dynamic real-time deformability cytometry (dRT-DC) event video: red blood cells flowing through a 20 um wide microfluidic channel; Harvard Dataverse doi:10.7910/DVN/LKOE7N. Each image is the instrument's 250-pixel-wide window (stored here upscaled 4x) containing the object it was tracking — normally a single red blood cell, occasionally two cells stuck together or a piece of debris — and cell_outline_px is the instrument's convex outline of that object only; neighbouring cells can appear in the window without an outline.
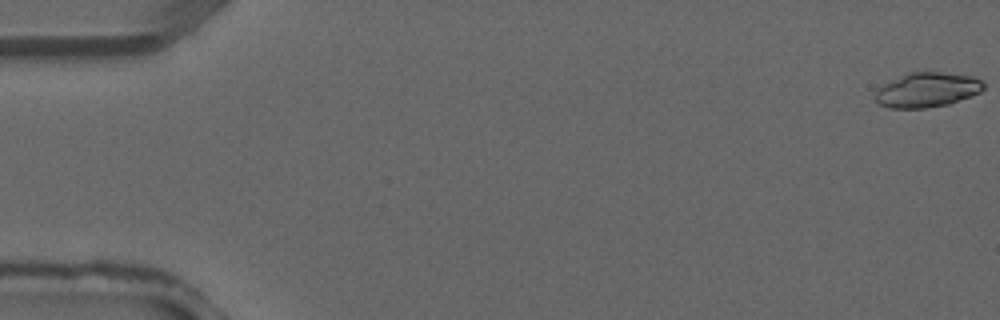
{"species": "common noctule bat (a hibernating species)", "species_latin": "Nyctalus noctula", "temperature_condition": "warm", "stored_images_in_passage": 9, "camera_frame_rate_fps": 3000, "um_per_image_px": 0.085, "animal": {"sex": "male", "forearm_length_mm": 52.5}, "frame": {"image": 1, "passage_image": 1, "time_ms": 0.0, "image_size_px": [1000, 320], "cell_outline_px": [[984, 88], [980, 92], [972, 96], [948, 104], [928, 108], [888, 108], [880, 104], [876, 100], [876, 92], [884, 84], [908, 72], [940, 72], [972, 76], [984, 80]], "centroid_in_image_um": [78.85, 7.64], "position_along_channel_um": 6.1, "area_um2": 21.85}}